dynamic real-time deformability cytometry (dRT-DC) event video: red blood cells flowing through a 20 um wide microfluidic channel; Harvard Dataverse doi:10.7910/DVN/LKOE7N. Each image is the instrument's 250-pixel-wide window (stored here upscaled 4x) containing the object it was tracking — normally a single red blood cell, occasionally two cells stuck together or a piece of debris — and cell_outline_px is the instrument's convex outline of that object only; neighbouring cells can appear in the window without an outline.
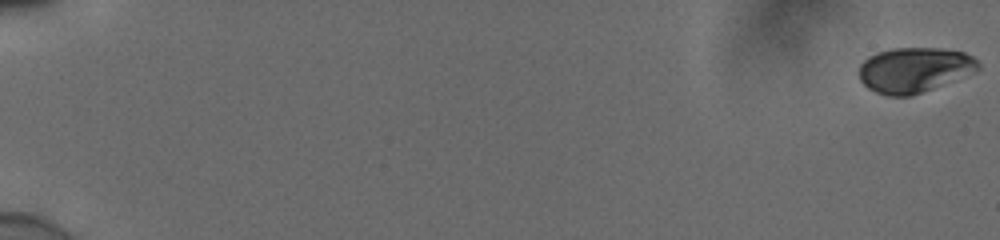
{"species": "human", "species_latin": "Homo sapiens", "temperature_condition": "cold", "stored_images_in_passage": 56, "camera_frame_rate_fps": 3000, "um_per_image_px": 0.085, "donor": {"sex": "male"}, "frame": {"image": 1, "passage_image": 1, "time_ms": 0.0, "image_size_px": [1000, 240], "cell_outline_px": [[980, 68], [976, 72], [912, 96], [888, 96], [876, 92], [868, 88], [860, 80], [860, 64], [868, 56], [876, 52], [892, 48], [940, 48], [964, 52], [972, 56], [980, 64]], "centroid_in_image_um": [77.72, 5.94], "position_along_channel_um": 7.3, "area_um2": 31.44}}
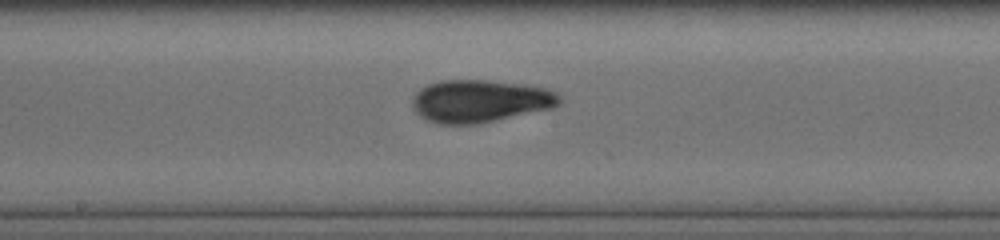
{"frame": {"image": 2, "passage_image": 33, "time_ms": 10.667, "image_size_px": [1000, 240], "cell_outline_px": [[560, 104], [552, 108], [480, 124], [440, 124], [428, 120], [420, 116], [412, 108], [412, 96], [420, 88], [428, 84], [440, 80], [488, 80], [524, 84], [544, 88], [556, 92], [560, 96]], "centroid_in_image_um": [40.78, 8.59], "position_along_channel_um": 207.4, "area_um2": 36.76}}
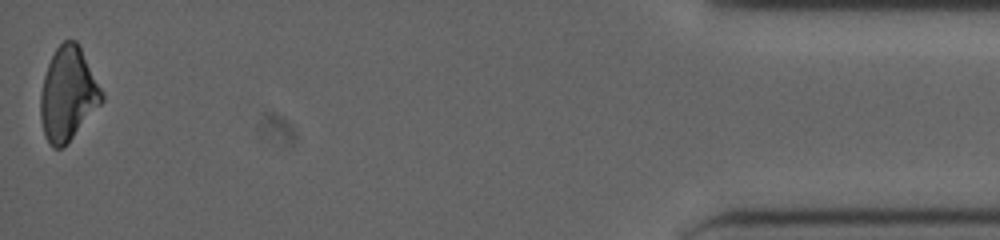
{"frame": {"image": 3, "passage_image": 56, "time_ms": 18.333, "image_size_px": [1000, 240], "cell_outline_px": [[104, 100], [72, 136], [60, 148], [52, 148], [44, 136], [40, 116], [40, 96], [44, 76], [48, 64], [56, 48], [64, 40], [76, 40], [80, 44], [104, 96]], "centroid_in_image_um": [5.76, 7.95], "position_along_channel_um": 429.4, "area_um2": 32.89}, "authors_computed_cell_mechanics": {"area_um2": 33.8708, "velocity_mm_per_s": 3.8924, "shape_relaxation_time_tau1_ms": 5.8957, "shape_relaxation_time_tau2_ms": 3.5928, "deformation_change_tau1": 0.1214, "deformation_change_tau2": 0.0504}}